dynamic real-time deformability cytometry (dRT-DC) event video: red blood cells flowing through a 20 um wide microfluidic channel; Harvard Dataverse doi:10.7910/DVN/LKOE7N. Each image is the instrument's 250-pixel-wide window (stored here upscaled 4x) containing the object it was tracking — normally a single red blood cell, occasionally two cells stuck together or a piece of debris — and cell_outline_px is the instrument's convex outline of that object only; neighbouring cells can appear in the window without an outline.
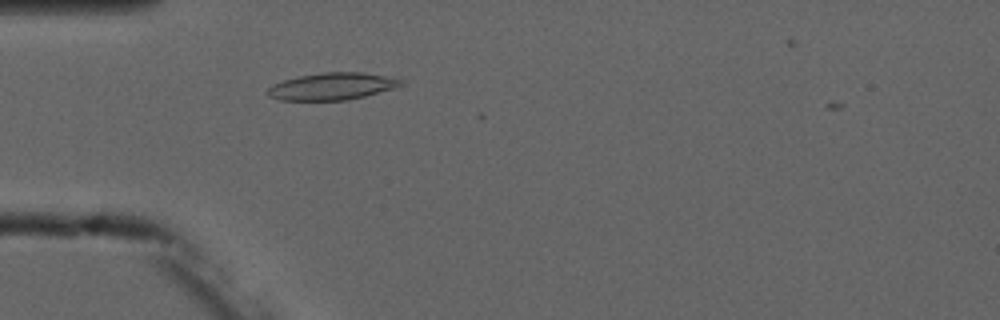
{"species": "common noctule bat (a hibernating species)", "species_latin": "Nyctalus noctula", "temperature_condition": "cold", "stored_images_in_passage": 2, "camera_frame_rate_fps": 3000, "um_per_image_px": 0.085, "animal": {"sex": "male", "forearm_length_mm": 52.5}, "frame": {"image": 1, "passage_image": 1, "time_ms": 0.0, "image_size_px": [1000, 320], "cell_outline_px": [[404, 84], [396, 88], [348, 100], [280, 100], [268, 96], [268, 88], [272, 84], [284, 80], [300, 76], [324, 72], [360, 72], [384, 76], [400, 80]], "centroid_in_image_um": [28.21, 7.34], "position_along_channel_um": 56.8, "area_um2": 20.81}}